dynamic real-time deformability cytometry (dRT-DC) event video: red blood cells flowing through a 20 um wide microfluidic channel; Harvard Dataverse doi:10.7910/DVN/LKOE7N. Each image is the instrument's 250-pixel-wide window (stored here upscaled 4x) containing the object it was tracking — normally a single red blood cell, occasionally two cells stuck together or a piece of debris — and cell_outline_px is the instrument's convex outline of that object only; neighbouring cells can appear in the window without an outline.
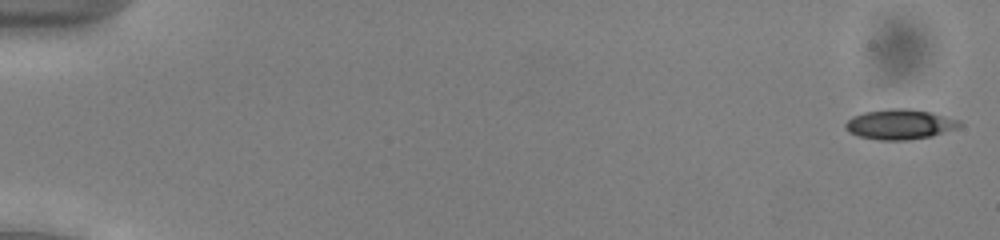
{"species": "common noctule bat (a hibernating species)", "species_latin": "Nyctalus noctula", "temperature_condition": "cold", "stored_images_in_passage": 54, "camera_frame_rate_fps": 3000, "um_per_image_px": 0.085, "animal": {"sex": "male", "body_mass_g": 13.0, "forearm_length_mm": 53.1}, "frame": {"image": 1, "passage_image": 2, "time_ms": 0.333, "image_size_px": [1000, 240], "cell_outline_px": [[964, 124], [956, 128], [932, 136], [908, 140], [880, 140], [860, 136], [848, 132], [844, 128], [844, 124], [852, 116], [864, 112], [892, 108], [908, 108], [928, 112], [960, 120]], "centroid_in_image_um": [76.46, 10.57], "position_along_channel_um": 8.5, "area_um2": 19.94}}
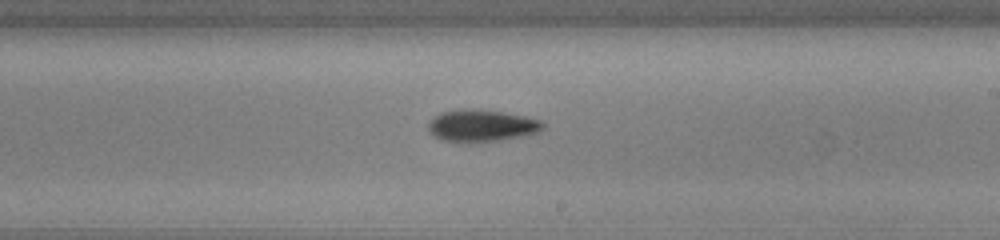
{"frame": {"image": 2, "passage_image": 33, "time_ms": 10.667, "image_size_px": [1000, 240], "cell_outline_px": [[544, 128], [540, 132], [524, 136], [496, 140], [440, 140], [432, 136], [428, 132], [428, 124], [440, 112], [464, 108], [500, 112], [524, 116], [540, 120], [544, 124]], "centroid_in_image_um": [40.94, 10.66], "position_along_channel_um": 248.1, "area_um2": 20.81}}
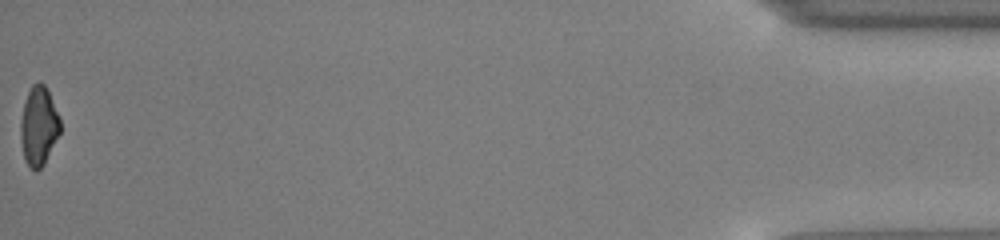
{"frame": {"image": 3, "passage_image": 54, "time_ms": 17.667, "image_size_px": [1000, 240], "cell_outline_px": [[60, 132], [44, 164], [36, 172], [24, 160], [20, 140], [20, 120], [24, 104], [28, 92], [32, 84], [40, 80], [44, 84], [48, 92], [60, 120]], "centroid_in_image_um": [3.26, 10.72], "position_along_channel_um": 431.9, "area_um2": 18.09}, "authors_computed_cell_mechanics": {"area_um2": 19.6231, "velocity_mm_per_s": 3.9421, "shape_relaxation_time_tau1_ms": 4.7655, "shape_relaxation_time_tau2_ms": 5.5408, "deformation_change_tau1": 0.1041, "deformation_change_tau2": 0.1248}}